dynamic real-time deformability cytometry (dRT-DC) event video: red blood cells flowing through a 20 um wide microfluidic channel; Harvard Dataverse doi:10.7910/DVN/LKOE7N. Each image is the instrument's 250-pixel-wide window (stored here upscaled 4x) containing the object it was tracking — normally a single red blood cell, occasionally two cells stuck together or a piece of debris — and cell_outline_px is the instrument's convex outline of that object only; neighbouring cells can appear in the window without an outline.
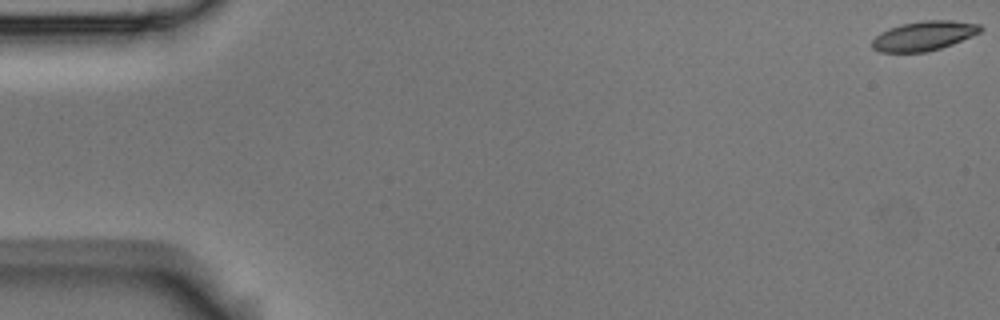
{"species": "Egyptian fruit bat (a non-hibernating species)", "species_latin": "Rousettus aegyptiacus", "temperature_condition": "room temperature", "stored_images_in_passage": 6, "camera_frame_rate_fps": 3000, "um_per_image_px": 0.085, "animal": {"sex": "male"}, "frame": {"image": 1, "passage_image": 1, "time_ms": 0.0, "image_size_px": [1000, 320], "cell_outline_px": [[984, 28], [980, 32], [952, 44], [928, 52], [880, 52], [872, 48], [872, 40], [880, 32], [888, 28], [900, 24], [924, 20], [952, 20], [980, 24]], "centroid_in_image_um": [78.51, 3.04], "position_along_channel_um": 6.5, "area_um2": 18.67}}
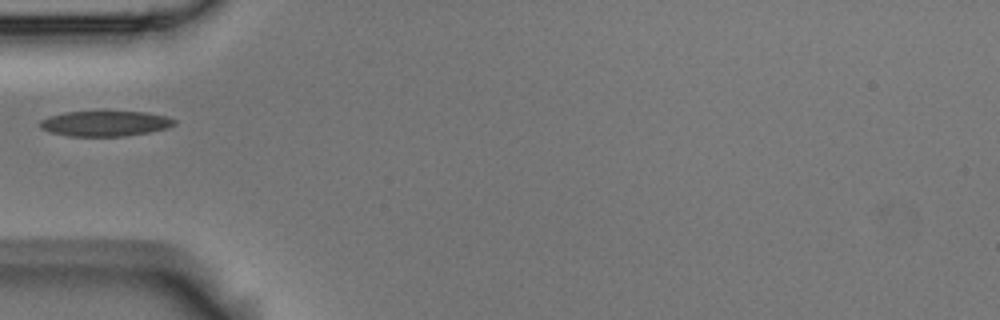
{"frame": {"image": 2, "passage_image": 5, "time_ms": 1.333, "image_size_px": [1000, 320], "cell_outline_px": [[176, 124], [168, 128], [148, 132], [124, 136], [72, 136], [52, 132], [40, 128], [40, 120], [48, 116], [64, 112], [148, 112], [164, 116], [176, 120]], "centroid_in_image_um": [8.94, 10.49], "position_along_channel_um": 76.1, "area_um2": 19.65}}
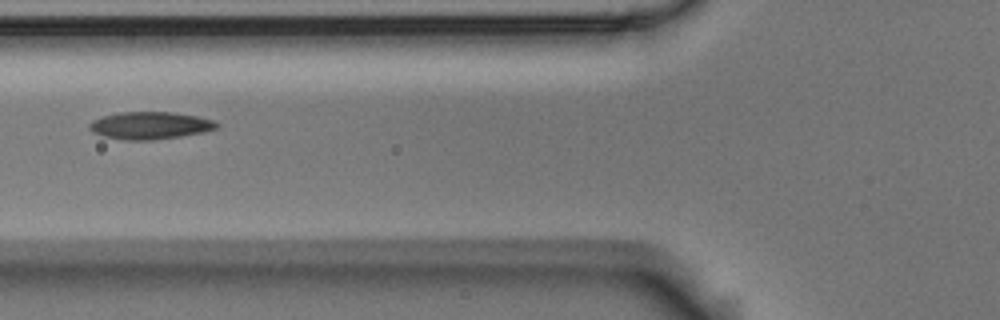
{"frame": {"image": 3, "passage_image": 6, "time_ms": 1.667, "image_size_px": [1000, 320], "cell_outline_px": [[220, 124], [216, 128], [204, 132], [180, 136], [152, 140], [124, 140], [104, 136], [92, 132], [88, 128], [88, 124], [92, 120], [104, 116], [120, 112], [172, 112], [196, 116], [216, 120]], "centroid_in_image_um": [12.76, 10.66], "position_along_channel_um": 113.0, "area_um2": 20.35}}